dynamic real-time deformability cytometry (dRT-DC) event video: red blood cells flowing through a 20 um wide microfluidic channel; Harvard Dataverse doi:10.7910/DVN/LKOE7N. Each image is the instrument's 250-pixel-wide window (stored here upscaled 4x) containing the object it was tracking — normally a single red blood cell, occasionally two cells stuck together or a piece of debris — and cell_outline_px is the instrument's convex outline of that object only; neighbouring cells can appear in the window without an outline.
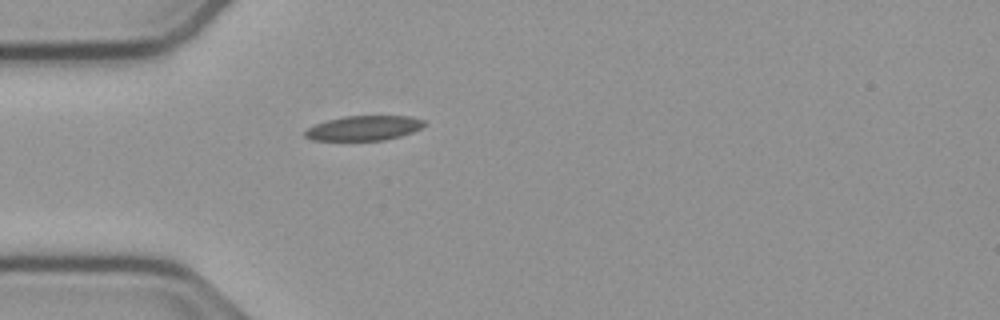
{"species": "common noctule bat (a hibernating species)", "species_latin": "Nyctalus noctula", "temperature_condition": "cold", "stored_images_in_passage": 32, "camera_frame_rate_fps": 3000, "um_per_image_px": 0.085, "animal": {"sex": "male", "body_mass_g": 23.1, "forearm_length_mm": 52.7}, "frame": {"image": 1, "passage_image": 1, "time_ms": 0.0, "image_size_px": [1000, 320], "cell_outline_px": [[424, 124], [420, 128], [412, 132], [400, 136], [384, 140], [312, 140], [304, 136], [304, 132], [308, 128], [316, 124], [328, 120], [344, 116], [408, 116], [424, 120]], "centroid_in_image_um": [30.91, 10.89], "position_along_channel_um": 54.1, "area_um2": 16.99}}
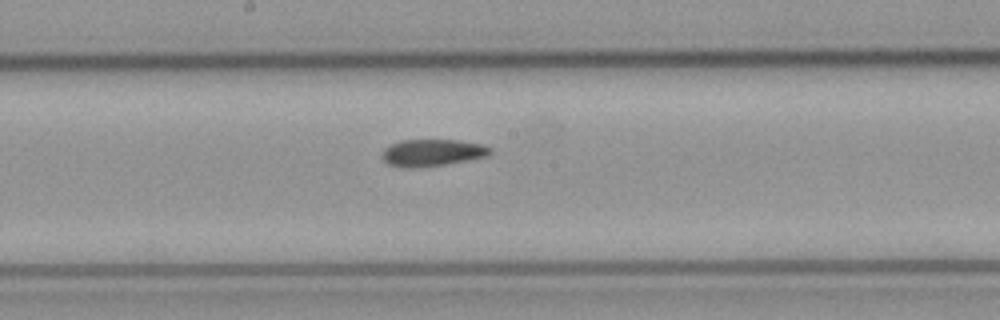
{"frame": {"image": 2, "passage_image": 14, "time_ms": 4.333, "image_size_px": [1000, 320], "cell_outline_px": [[492, 152], [488, 156], [468, 160], [444, 164], [412, 168], [408, 168], [388, 164], [380, 156], [380, 152], [384, 148], [400, 140], [456, 140], [480, 144], [492, 148]], "centroid_in_image_um": [36.71, 12.97], "position_along_channel_um": 211.5, "area_um2": 16.94}}
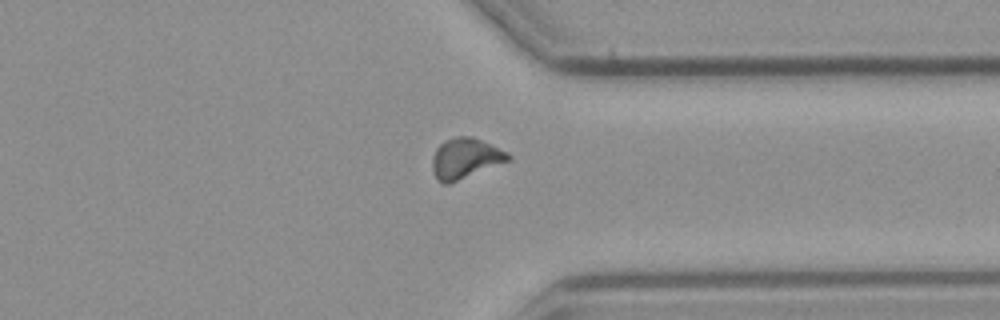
{"frame": {"image": 3, "passage_image": 27, "time_ms": 8.667, "image_size_px": [1000, 320], "cell_outline_px": [[512, 160], [448, 184], [444, 184], [436, 176], [432, 168], [432, 156], [436, 148], [444, 140], [456, 136], [472, 136], [508, 152], [512, 156]], "centroid_in_image_um": [39.57, 13.44], "position_along_channel_um": 371.8, "area_um2": 17.92}}